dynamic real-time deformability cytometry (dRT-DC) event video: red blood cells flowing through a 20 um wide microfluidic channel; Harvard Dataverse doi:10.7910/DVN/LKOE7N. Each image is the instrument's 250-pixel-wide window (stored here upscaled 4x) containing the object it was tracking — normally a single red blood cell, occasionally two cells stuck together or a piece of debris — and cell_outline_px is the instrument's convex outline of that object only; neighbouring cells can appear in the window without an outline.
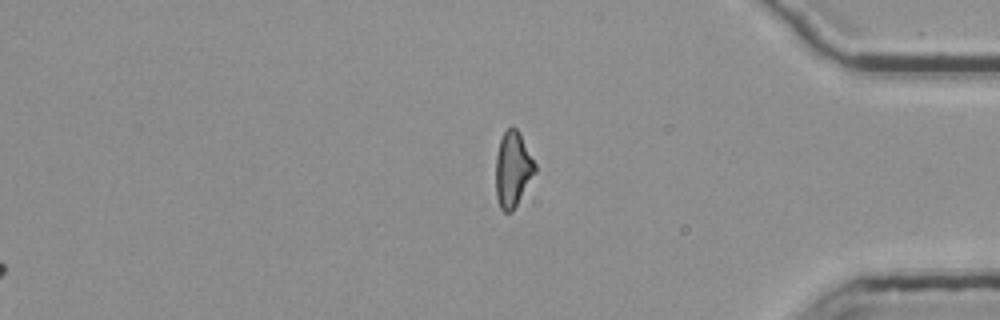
{"species": "common noctule bat (a hibernating species)", "species_latin": "Nyctalus noctula", "temperature_condition": "room temperature", "stored_images_in_passage": 52, "segment_of_instrument_passage": [2, 2], "camera_frame_rate_fps": 3000, "um_per_image_px": 0.085, "animal": {"sex": "female", "body_mass_g": 25.1}, "frame": {"image": 1, "passage_image": 52, "time_ms": 17.0, "image_size_px": [1000, 320], "cell_outline_px": [[536, 172], [512, 212], [504, 212], [500, 208], [496, 196], [496, 156], [500, 140], [504, 132], [512, 124], [520, 132], [536, 164]], "centroid_in_image_um": [43.59, 14.37], "position_along_channel_um": 391.6, "area_um2": 17.34}}